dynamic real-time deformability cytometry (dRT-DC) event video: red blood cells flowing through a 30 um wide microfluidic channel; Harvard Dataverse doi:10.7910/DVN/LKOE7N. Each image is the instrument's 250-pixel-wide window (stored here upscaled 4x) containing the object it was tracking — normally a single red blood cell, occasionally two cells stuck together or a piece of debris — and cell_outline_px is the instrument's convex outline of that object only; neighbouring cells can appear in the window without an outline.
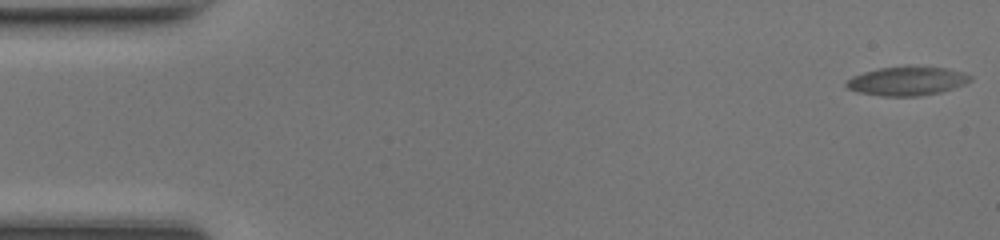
{"species": "common noctule bat (a hibernating species)", "species_latin": "Nyctalus noctula", "temperature_condition": "room temperature", "stored_images_in_passage": 49, "camera_frame_rate_fps": 3000, "um_per_image_px": 0.085, "animal": {"sex": "female", "body_mass_g": 17.0, "forearm_length_mm": 48.0}, "frame": {"image": 1, "passage_image": 1, "time_ms": 0.0, "image_size_px": [1000, 240], "cell_outline_px": [[972, 80], [964, 84], [940, 92], [920, 96], [880, 96], [856, 92], [848, 88], [844, 84], [852, 76], [864, 72], [880, 68], [904, 64], [908, 64], [948, 68], [964, 72], [972, 76]], "centroid_in_image_um": [77.1, 6.86], "position_along_channel_um": 7.9, "area_um2": 21.44}}
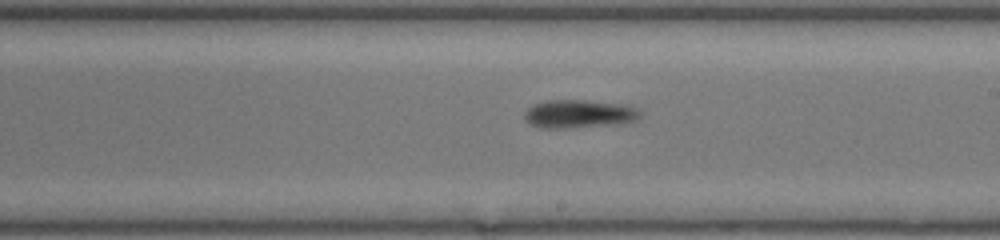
{"frame": {"image": 2, "passage_image": 28, "time_ms": 9.0, "image_size_px": [1000, 240], "cell_outline_px": [[640, 116], [636, 120], [624, 124], [556, 128], [540, 128], [532, 124], [524, 116], [524, 112], [532, 104], [548, 100], [584, 100], [616, 104], [640, 108]], "centroid_in_image_um": [49.23, 9.68], "position_along_channel_um": 239.8, "area_um2": 18.9}}
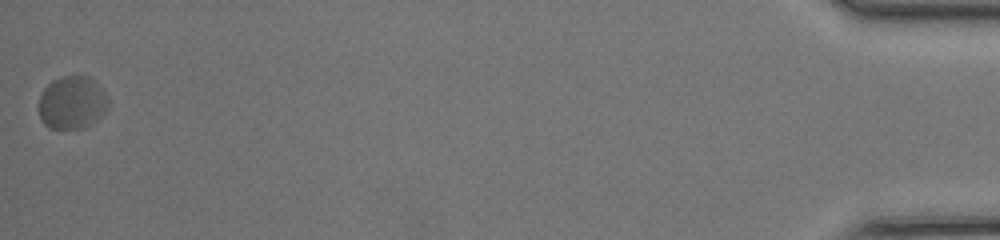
{"frame": {"image": 3, "passage_image": 49, "time_ms": 16.0, "image_size_px": [1000, 240], "cell_outline_px": [[108, 108], [96, 120], [80, 128], [48, 128], [40, 120], [40, 96], [44, 88], [52, 80], [60, 76], [88, 76], [108, 96]], "centroid_in_image_um": [6.11, 8.71], "position_along_channel_um": 429.1, "area_um2": 21.15}, "authors_computed_cell_mechanics": {"area_um2": 19.652, "velocity_mm_per_s": 4.204, "shape_relaxation_time_tau1_ms": 2.062, "shape_relaxation_time_tau2_ms": 4.5046, "deformation_change_tau1": 0.0801, "deformation_change_tau2": 0.0981}}